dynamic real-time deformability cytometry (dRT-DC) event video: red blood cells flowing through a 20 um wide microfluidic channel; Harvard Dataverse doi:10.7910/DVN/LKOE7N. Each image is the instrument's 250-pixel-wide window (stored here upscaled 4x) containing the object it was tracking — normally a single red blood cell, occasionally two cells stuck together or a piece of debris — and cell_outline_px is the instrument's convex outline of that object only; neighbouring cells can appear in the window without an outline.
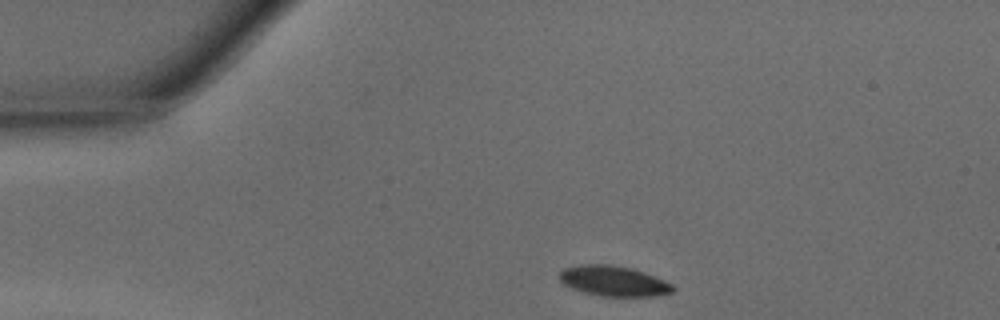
{"species": "common noctule bat (a hibernating species)", "species_latin": "Nyctalus noctula", "temperature_condition": "warm", "stored_images_in_passage": 29, "camera_frame_rate_fps": 3000, "um_per_image_px": 0.085, "animal": {"sex": "male", "body_mass_g": 15.6}, "frame": {"image": 1, "passage_image": 1, "time_ms": 0.0, "image_size_px": [1000, 320], "cell_outline_px": [[676, 288], [672, 292], [656, 296], [604, 296], [584, 292], [572, 288], [564, 284], [560, 280], [560, 272], [564, 268], [580, 264], [612, 264], [644, 272], [664, 280], [672, 284]], "centroid_in_image_um": [52.16, 23.88], "position_along_channel_um": 32.8, "area_um2": 19.88}}
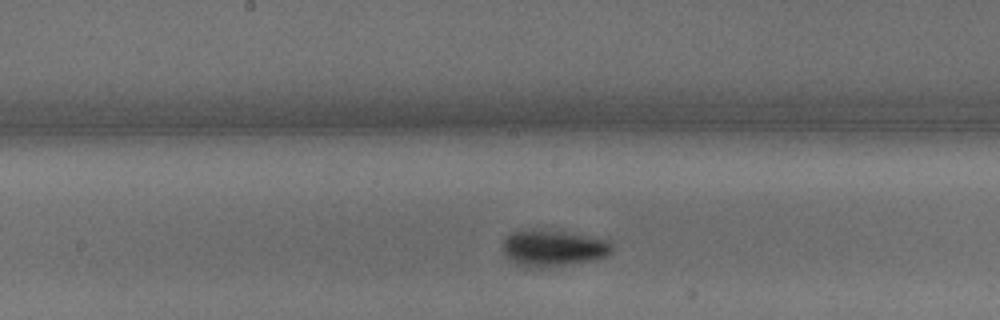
{"frame": {"image": 2, "passage_image": 16, "time_ms": 5.0, "image_size_px": [1000, 320], "cell_outline_px": [[612, 252], [608, 256], [596, 260], [548, 268], [524, 268], [516, 264], [504, 252], [504, 240], [512, 232], [532, 228], [568, 232], [608, 240], [612, 244]], "centroid_in_image_um": [47.05, 21.1], "position_along_channel_um": 201.1, "area_um2": 23.58}}
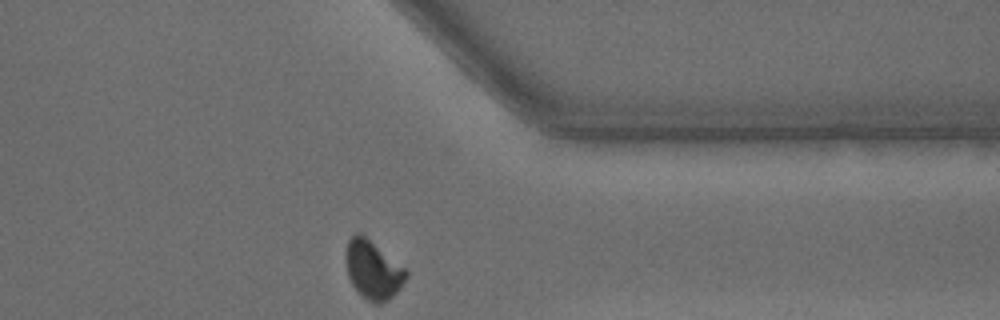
{"frame": {"image": 3, "passage_image": 29, "time_ms": 9.333, "image_size_px": [1000, 320], "cell_outline_px": [[408, 276], [400, 288], [388, 300], [380, 304], [372, 304], [352, 284], [348, 276], [344, 260], [344, 256], [348, 240], [356, 232], [360, 232], [404, 268], [408, 272]], "centroid_in_image_um": [31.67, 22.94], "position_along_channel_um": 379.7, "area_um2": 20.35}, "authors_computed_cell_mechanics": {"area_um2": 21.8484, "velocity_mm_per_s": 4.2837, "shape_relaxation_time_tau1_ms": 5.6345, "shape_relaxation_time_tau2_ms": 2.9503, "deformation_change_tau1": 0.1789, "deformation_change_tau2": 0.0468}}